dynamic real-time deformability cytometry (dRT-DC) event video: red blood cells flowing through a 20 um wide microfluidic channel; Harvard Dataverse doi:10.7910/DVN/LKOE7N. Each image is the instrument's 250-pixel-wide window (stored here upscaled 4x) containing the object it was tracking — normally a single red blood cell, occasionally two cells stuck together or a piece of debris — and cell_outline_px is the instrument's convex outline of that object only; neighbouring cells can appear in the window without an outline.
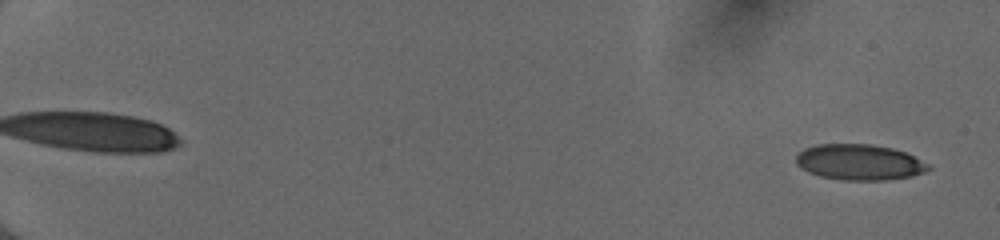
{"species": "human", "species_latin": "Homo sapiens", "temperature_condition": "cold", "stored_images_in_passage": 52, "camera_frame_rate_fps": 3000, "um_per_image_px": 0.085, "donor": {"sex": "female"}, "frame": {"image": 1, "passage_image": 1, "time_ms": 0.0, "image_size_px": [1000, 240], "cell_outline_px": [[932, 168], [924, 172], [912, 176], [888, 180], [840, 180], [820, 176], [808, 172], [800, 168], [796, 164], [796, 156], [804, 148], [816, 144], [868, 144], [892, 148], [904, 152], [928, 164]], "centroid_in_image_um": [73.01, 13.79], "position_along_channel_um": 12.0, "area_um2": 27.57}}
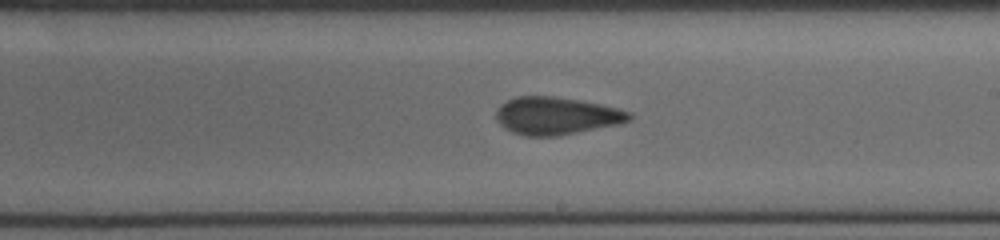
{"frame": {"image": 2, "passage_image": 33, "time_ms": 10.667, "image_size_px": [1000, 240], "cell_outline_px": [[632, 120], [620, 124], [560, 136], [528, 136], [512, 132], [504, 128], [496, 120], [496, 108], [500, 104], [516, 96], [552, 96], [580, 100], [600, 104], [632, 112]], "centroid_in_image_um": [47.29, 9.85], "position_along_channel_um": 241.7, "area_um2": 29.42}}
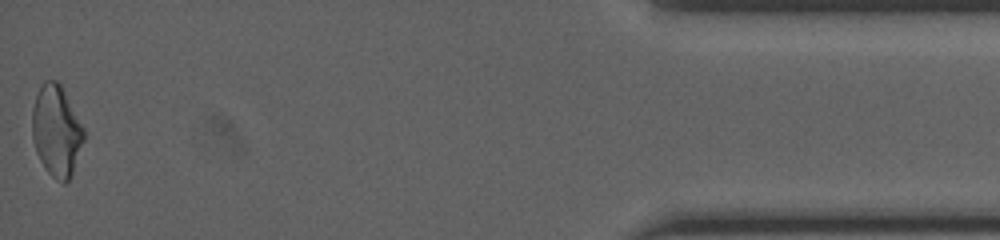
{"frame": {"image": 3, "passage_image": 52, "time_ms": 17.0, "image_size_px": [1000, 240], "cell_outline_px": [[84, 140], [72, 172], [68, 180], [64, 184], [56, 180], [44, 168], [36, 152], [32, 136], [32, 108], [36, 96], [44, 80], [56, 80], [60, 84], [84, 128]], "centroid_in_image_um": [4.78, 11.13], "position_along_channel_um": 430.4, "area_um2": 27.17}, "authors_computed_cell_mechanics": {"area_um2": 28.5243, "velocity_mm_per_s": 4.0638, "shape_relaxation_time_tau1_ms": null, "shape_relaxation_time_tau2_ms": 1.4664, "deformation_change_tau1": null, "deformation_change_tau2": 0.0919}}